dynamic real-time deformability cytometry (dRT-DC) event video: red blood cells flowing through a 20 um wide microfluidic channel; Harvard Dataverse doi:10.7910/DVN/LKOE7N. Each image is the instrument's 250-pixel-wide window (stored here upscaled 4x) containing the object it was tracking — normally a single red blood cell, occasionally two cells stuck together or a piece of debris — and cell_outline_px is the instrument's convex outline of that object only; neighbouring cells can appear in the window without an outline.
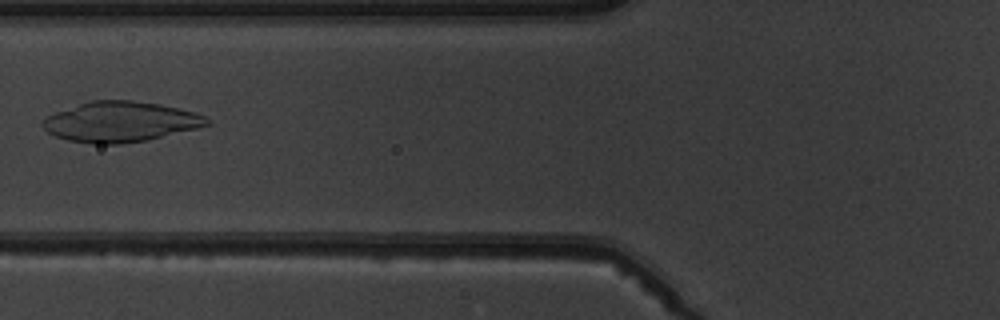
{"species": "common noctule bat (a hibernating species)", "species_latin": "Nyctalus noctula", "temperature_condition": "warm", "stored_images_in_passage": 6, "camera_frame_rate_fps": 3000, "um_per_image_px": 0.085, "animal": {"sex": "male", "body_mass_g": 19.5, "forearm_length_mm": 54.6}, "frame": {"image": 1, "passage_image": 6, "time_ms": 6.333, "image_size_px": [1000, 320], "cell_outline_px": [[212, 124], [148, 140], [120, 144], [92, 144], [68, 140], [56, 136], [48, 132], [44, 128], [44, 120], [48, 116], [56, 112], [92, 100], [132, 100], [160, 104], [196, 112], [212, 120]], "centroid_in_image_um": [10.29, 10.35], "position_along_channel_um": 115.5, "area_um2": 38.38}}